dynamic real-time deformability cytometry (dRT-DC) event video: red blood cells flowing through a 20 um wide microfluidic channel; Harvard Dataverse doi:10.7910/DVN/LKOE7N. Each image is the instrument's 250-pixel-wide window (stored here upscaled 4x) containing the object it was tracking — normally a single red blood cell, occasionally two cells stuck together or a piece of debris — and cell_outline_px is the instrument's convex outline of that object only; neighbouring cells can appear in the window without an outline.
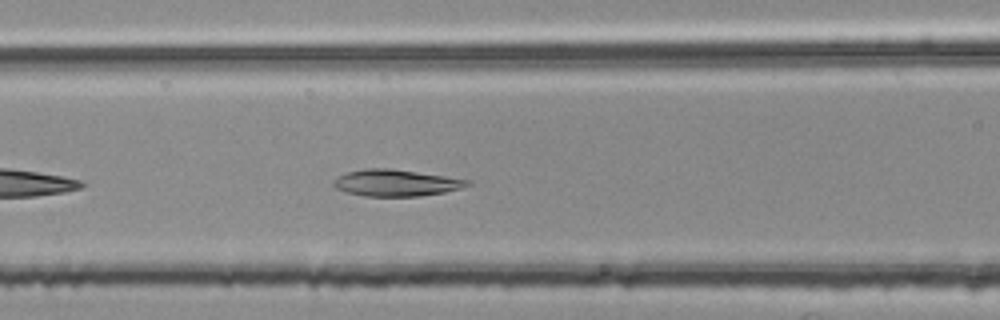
{"species": "common noctule bat (a hibernating species)", "species_latin": "Nyctalus noctula", "temperature_condition": "room temperature", "stored_images_in_passage": 17, "camera_frame_rate_fps": 3000, "um_per_image_px": 0.085, "animal": {"sex": "female", "body_mass_g": 25.1}, "frame": {"image": 1, "passage_image": 8, "time_ms": 2.333, "image_size_px": [1000, 320], "cell_outline_px": [[472, 184], [460, 188], [444, 192], [420, 196], [364, 196], [348, 192], [336, 188], [332, 184], [332, 180], [348, 172], [364, 168], [392, 168], [472, 180]], "centroid_in_image_um": [33.67, 15.53], "position_along_channel_um": 132.9, "area_um2": 20.75}}
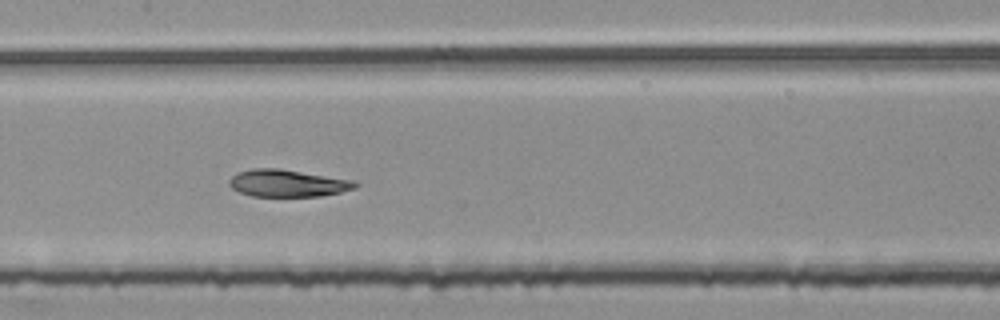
{"frame": {"image": 2, "passage_image": 12, "time_ms": 3.667, "image_size_px": [1000, 320], "cell_outline_px": [[360, 184], [356, 188], [340, 192], [320, 196], [252, 196], [240, 192], [232, 188], [228, 184], [228, 180], [232, 176], [240, 172], [252, 168], [276, 168], [356, 180]], "centroid_in_image_um": [24.47, 15.57], "position_along_channel_um": 182.9, "area_um2": 19.94}}